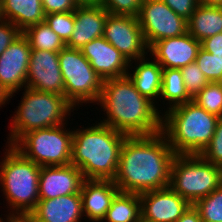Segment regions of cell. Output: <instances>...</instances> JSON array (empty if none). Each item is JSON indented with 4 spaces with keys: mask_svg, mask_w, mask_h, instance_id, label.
Here are the masks:
<instances>
[{
    "mask_svg": "<svg viewBox=\"0 0 222 222\" xmlns=\"http://www.w3.org/2000/svg\"><path fill=\"white\" fill-rule=\"evenodd\" d=\"M175 155L162 131L152 135L127 136L113 181L120 192L126 193L141 194L169 187Z\"/></svg>",
    "mask_w": 222,
    "mask_h": 222,
    "instance_id": "obj_1",
    "label": "cell"
},
{
    "mask_svg": "<svg viewBox=\"0 0 222 222\" xmlns=\"http://www.w3.org/2000/svg\"><path fill=\"white\" fill-rule=\"evenodd\" d=\"M97 105L107 116L100 123L128 136L162 131V112L136 90L128 75L104 80Z\"/></svg>",
    "mask_w": 222,
    "mask_h": 222,
    "instance_id": "obj_2",
    "label": "cell"
},
{
    "mask_svg": "<svg viewBox=\"0 0 222 222\" xmlns=\"http://www.w3.org/2000/svg\"><path fill=\"white\" fill-rule=\"evenodd\" d=\"M127 136L100 122L73 130L71 164L85 179L114 180Z\"/></svg>",
    "mask_w": 222,
    "mask_h": 222,
    "instance_id": "obj_3",
    "label": "cell"
},
{
    "mask_svg": "<svg viewBox=\"0 0 222 222\" xmlns=\"http://www.w3.org/2000/svg\"><path fill=\"white\" fill-rule=\"evenodd\" d=\"M219 119L191 100L162 113V132L176 155L200 154L211 141Z\"/></svg>",
    "mask_w": 222,
    "mask_h": 222,
    "instance_id": "obj_4",
    "label": "cell"
},
{
    "mask_svg": "<svg viewBox=\"0 0 222 222\" xmlns=\"http://www.w3.org/2000/svg\"><path fill=\"white\" fill-rule=\"evenodd\" d=\"M0 162V186L8 206L9 215L28 217L39 201V174L41 166L25 158L13 146L7 145ZM12 212V213H11Z\"/></svg>",
    "mask_w": 222,
    "mask_h": 222,
    "instance_id": "obj_5",
    "label": "cell"
},
{
    "mask_svg": "<svg viewBox=\"0 0 222 222\" xmlns=\"http://www.w3.org/2000/svg\"><path fill=\"white\" fill-rule=\"evenodd\" d=\"M18 109L11 119L7 143L13 146L24 134L67 123L75 107L61 95L24 88ZM72 110V111H71Z\"/></svg>",
    "mask_w": 222,
    "mask_h": 222,
    "instance_id": "obj_6",
    "label": "cell"
},
{
    "mask_svg": "<svg viewBox=\"0 0 222 222\" xmlns=\"http://www.w3.org/2000/svg\"><path fill=\"white\" fill-rule=\"evenodd\" d=\"M222 185V167L204 160L199 154L175 155L169 187L191 205Z\"/></svg>",
    "mask_w": 222,
    "mask_h": 222,
    "instance_id": "obj_7",
    "label": "cell"
},
{
    "mask_svg": "<svg viewBox=\"0 0 222 222\" xmlns=\"http://www.w3.org/2000/svg\"><path fill=\"white\" fill-rule=\"evenodd\" d=\"M65 124L30 131L13 147L39 166H62L71 163L73 130Z\"/></svg>",
    "mask_w": 222,
    "mask_h": 222,
    "instance_id": "obj_8",
    "label": "cell"
},
{
    "mask_svg": "<svg viewBox=\"0 0 222 222\" xmlns=\"http://www.w3.org/2000/svg\"><path fill=\"white\" fill-rule=\"evenodd\" d=\"M59 64L64 82V97L76 108L83 103H97L103 87L80 49L65 47L59 52Z\"/></svg>",
    "mask_w": 222,
    "mask_h": 222,
    "instance_id": "obj_9",
    "label": "cell"
},
{
    "mask_svg": "<svg viewBox=\"0 0 222 222\" xmlns=\"http://www.w3.org/2000/svg\"><path fill=\"white\" fill-rule=\"evenodd\" d=\"M138 20L148 48L159 40L188 32L187 20L176 14L162 0H143Z\"/></svg>",
    "mask_w": 222,
    "mask_h": 222,
    "instance_id": "obj_10",
    "label": "cell"
},
{
    "mask_svg": "<svg viewBox=\"0 0 222 222\" xmlns=\"http://www.w3.org/2000/svg\"><path fill=\"white\" fill-rule=\"evenodd\" d=\"M103 37L129 62L133 63L149 53L138 17L109 14Z\"/></svg>",
    "mask_w": 222,
    "mask_h": 222,
    "instance_id": "obj_11",
    "label": "cell"
},
{
    "mask_svg": "<svg viewBox=\"0 0 222 222\" xmlns=\"http://www.w3.org/2000/svg\"><path fill=\"white\" fill-rule=\"evenodd\" d=\"M31 50L28 39L21 34L0 55V83L10 98L26 87Z\"/></svg>",
    "mask_w": 222,
    "mask_h": 222,
    "instance_id": "obj_12",
    "label": "cell"
},
{
    "mask_svg": "<svg viewBox=\"0 0 222 222\" xmlns=\"http://www.w3.org/2000/svg\"><path fill=\"white\" fill-rule=\"evenodd\" d=\"M26 87L64 96L59 53L47 50H31Z\"/></svg>",
    "mask_w": 222,
    "mask_h": 222,
    "instance_id": "obj_13",
    "label": "cell"
},
{
    "mask_svg": "<svg viewBox=\"0 0 222 222\" xmlns=\"http://www.w3.org/2000/svg\"><path fill=\"white\" fill-rule=\"evenodd\" d=\"M142 222H176L191 205L170 187L140 194Z\"/></svg>",
    "mask_w": 222,
    "mask_h": 222,
    "instance_id": "obj_14",
    "label": "cell"
},
{
    "mask_svg": "<svg viewBox=\"0 0 222 222\" xmlns=\"http://www.w3.org/2000/svg\"><path fill=\"white\" fill-rule=\"evenodd\" d=\"M85 178L80 169L71 163L62 166H41L39 199H51L80 193Z\"/></svg>",
    "mask_w": 222,
    "mask_h": 222,
    "instance_id": "obj_15",
    "label": "cell"
},
{
    "mask_svg": "<svg viewBox=\"0 0 222 222\" xmlns=\"http://www.w3.org/2000/svg\"><path fill=\"white\" fill-rule=\"evenodd\" d=\"M80 50L103 81L126 76L131 68L130 62L103 36L91 40Z\"/></svg>",
    "mask_w": 222,
    "mask_h": 222,
    "instance_id": "obj_16",
    "label": "cell"
},
{
    "mask_svg": "<svg viewBox=\"0 0 222 222\" xmlns=\"http://www.w3.org/2000/svg\"><path fill=\"white\" fill-rule=\"evenodd\" d=\"M200 48V41L186 32L178 37L155 42L149 48V55H152L163 69H180L195 62Z\"/></svg>",
    "mask_w": 222,
    "mask_h": 222,
    "instance_id": "obj_17",
    "label": "cell"
},
{
    "mask_svg": "<svg viewBox=\"0 0 222 222\" xmlns=\"http://www.w3.org/2000/svg\"><path fill=\"white\" fill-rule=\"evenodd\" d=\"M83 216L81 194L74 193L51 199H39L28 218L32 222H81Z\"/></svg>",
    "mask_w": 222,
    "mask_h": 222,
    "instance_id": "obj_18",
    "label": "cell"
},
{
    "mask_svg": "<svg viewBox=\"0 0 222 222\" xmlns=\"http://www.w3.org/2000/svg\"><path fill=\"white\" fill-rule=\"evenodd\" d=\"M74 31L66 43V47L81 49L91 40L102 37L104 25L109 15L101 5H79L74 11Z\"/></svg>",
    "mask_w": 222,
    "mask_h": 222,
    "instance_id": "obj_19",
    "label": "cell"
},
{
    "mask_svg": "<svg viewBox=\"0 0 222 222\" xmlns=\"http://www.w3.org/2000/svg\"><path fill=\"white\" fill-rule=\"evenodd\" d=\"M119 188L113 180L85 179L81 188L83 219L102 222Z\"/></svg>",
    "mask_w": 222,
    "mask_h": 222,
    "instance_id": "obj_20",
    "label": "cell"
},
{
    "mask_svg": "<svg viewBox=\"0 0 222 222\" xmlns=\"http://www.w3.org/2000/svg\"><path fill=\"white\" fill-rule=\"evenodd\" d=\"M134 61L135 68L132 62L129 64L134 69L131 68L133 73L128 72L127 75L134 83L136 90L155 104L161 94L163 68L154 58L150 61L149 58L143 57Z\"/></svg>",
    "mask_w": 222,
    "mask_h": 222,
    "instance_id": "obj_21",
    "label": "cell"
},
{
    "mask_svg": "<svg viewBox=\"0 0 222 222\" xmlns=\"http://www.w3.org/2000/svg\"><path fill=\"white\" fill-rule=\"evenodd\" d=\"M2 16L22 32L45 21L41 0H2Z\"/></svg>",
    "mask_w": 222,
    "mask_h": 222,
    "instance_id": "obj_22",
    "label": "cell"
},
{
    "mask_svg": "<svg viewBox=\"0 0 222 222\" xmlns=\"http://www.w3.org/2000/svg\"><path fill=\"white\" fill-rule=\"evenodd\" d=\"M188 33L202 41L222 32V6L198 5L187 21Z\"/></svg>",
    "mask_w": 222,
    "mask_h": 222,
    "instance_id": "obj_23",
    "label": "cell"
},
{
    "mask_svg": "<svg viewBox=\"0 0 222 222\" xmlns=\"http://www.w3.org/2000/svg\"><path fill=\"white\" fill-rule=\"evenodd\" d=\"M142 222L140 194L119 192L102 222Z\"/></svg>",
    "mask_w": 222,
    "mask_h": 222,
    "instance_id": "obj_24",
    "label": "cell"
},
{
    "mask_svg": "<svg viewBox=\"0 0 222 222\" xmlns=\"http://www.w3.org/2000/svg\"><path fill=\"white\" fill-rule=\"evenodd\" d=\"M168 101L171 109L193 100L187 90L180 69L166 68L162 71V89L160 99Z\"/></svg>",
    "mask_w": 222,
    "mask_h": 222,
    "instance_id": "obj_25",
    "label": "cell"
},
{
    "mask_svg": "<svg viewBox=\"0 0 222 222\" xmlns=\"http://www.w3.org/2000/svg\"><path fill=\"white\" fill-rule=\"evenodd\" d=\"M22 34L28 39L32 50H47L59 53L66 47L63 40L45 21L28 27Z\"/></svg>",
    "mask_w": 222,
    "mask_h": 222,
    "instance_id": "obj_26",
    "label": "cell"
},
{
    "mask_svg": "<svg viewBox=\"0 0 222 222\" xmlns=\"http://www.w3.org/2000/svg\"><path fill=\"white\" fill-rule=\"evenodd\" d=\"M193 206L198 210L202 222H222V185L197 200Z\"/></svg>",
    "mask_w": 222,
    "mask_h": 222,
    "instance_id": "obj_27",
    "label": "cell"
},
{
    "mask_svg": "<svg viewBox=\"0 0 222 222\" xmlns=\"http://www.w3.org/2000/svg\"><path fill=\"white\" fill-rule=\"evenodd\" d=\"M193 101L208 113L222 118V82H209Z\"/></svg>",
    "mask_w": 222,
    "mask_h": 222,
    "instance_id": "obj_28",
    "label": "cell"
},
{
    "mask_svg": "<svg viewBox=\"0 0 222 222\" xmlns=\"http://www.w3.org/2000/svg\"><path fill=\"white\" fill-rule=\"evenodd\" d=\"M45 22L66 44L74 31L75 14L74 11L46 14Z\"/></svg>",
    "mask_w": 222,
    "mask_h": 222,
    "instance_id": "obj_29",
    "label": "cell"
},
{
    "mask_svg": "<svg viewBox=\"0 0 222 222\" xmlns=\"http://www.w3.org/2000/svg\"><path fill=\"white\" fill-rule=\"evenodd\" d=\"M186 90L193 99L209 83L198 65L193 62L180 68Z\"/></svg>",
    "mask_w": 222,
    "mask_h": 222,
    "instance_id": "obj_30",
    "label": "cell"
},
{
    "mask_svg": "<svg viewBox=\"0 0 222 222\" xmlns=\"http://www.w3.org/2000/svg\"><path fill=\"white\" fill-rule=\"evenodd\" d=\"M199 155L204 160L222 167V118L216 124L211 141Z\"/></svg>",
    "mask_w": 222,
    "mask_h": 222,
    "instance_id": "obj_31",
    "label": "cell"
},
{
    "mask_svg": "<svg viewBox=\"0 0 222 222\" xmlns=\"http://www.w3.org/2000/svg\"><path fill=\"white\" fill-rule=\"evenodd\" d=\"M143 0H102L101 6L111 15L138 17Z\"/></svg>",
    "mask_w": 222,
    "mask_h": 222,
    "instance_id": "obj_32",
    "label": "cell"
},
{
    "mask_svg": "<svg viewBox=\"0 0 222 222\" xmlns=\"http://www.w3.org/2000/svg\"><path fill=\"white\" fill-rule=\"evenodd\" d=\"M195 63L209 82H219V63L210 52L200 48Z\"/></svg>",
    "mask_w": 222,
    "mask_h": 222,
    "instance_id": "obj_33",
    "label": "cell"
},
{
    "mask_svg": "<svg viewBox=\"0 0 222 222\" xmlns=\"http://www.w3.org/2000/svg\"><path fill=\"white\" fill-rule=\"evenodd\" d=\"M201 48L210 52L219 63V82H222V32L201 42Z\"/></svg>",
    "mask_w": 222,
    "mask_h": 222,
    "instance_id": "obj_34",
    "label": "cell"
},
{
    "mask_svg": "<svg viewBox=\"0 0 222 222\" xmlns=\"http://www.w3.org/2000/svg\"><path fill=\"white\" fill-rule=\"evenodd\" d=\"M22 31L10 21H0V55L13 43Z\"/></svg>",
    "mask_w": 222,
    "mask_h": 222,
    "instance_id": "obj_35",
    "label": "cell"
},
{
    "mask_svg": "<svg viewBox=\"0 0 222 222\" xmlns=\"http://www.w3.org/2000/svg\"><path fill=\"white\" fill-rule=\"evenodd\" d=\"M80 4L77 0H43L44 14L65 13L75 11Z\"/></svg>",
    "mask_w": 222,
    "mask_h": 222,
    "instance_id": "obj_36",
    "label": "cell"
},
{
    "mask_svg": "<svg viewBox=\"0 0 222 222\" xmlns=\"http://www.w3.org/2000/svg\"><path fill=\"white\" fill-rule=\"evenodd\" d=\"M168 5L176 14L185 20H189L192 13L199 5L198 0H162Z\"/></svg>",
    "mask_w": 222,
    "mask_h": 222,
    "instance_id": "obj_37",
    "label": "cell"
},
{
    "mask_svg": "<svg viewBox=\"0 0 222 222\" xmlns=\"http://www.w3.org/2000/svg\"><path fill=\"white\" fill-rule=\"evenodd\" d=\"M176 222H202L198 210L190 205Z\"/></svg>",
    "mask_w": 222,
    "mask_h": 222,
    "instance_id": "obj_38",
    "label": "cell"
},
{
    "mask_svg": "<svg viewBox=\"0 0 222 222\" xmlns=\"http://www.w3.org/2000/svg\"><path fill=\"white\" fill-rule=\"evenodd\" d=\"M10 94L5 90V88L2 86V84L0 83V107L6 103H8V101L10 100ZM7 101V102H6ZM6 102V103H5Z\"/></svg>",
    "mask_w": 222,
    "mask_h": 222,
    "instance_id": "obj_39",
    "label": "cell"
},
{
    "mask_svg": "<svg viewBox=\"0 0 222 222\" xmlns=\"http://www.w3.org/2000/svg\"><path fill=\"white\" fill-rule=\"evenodd\" d=\"M198 3L204 6H222V0H198Z\"/></svg>",
    "mask_w": 222,
    "mask_h": 222,
    "instance_id": "obj_40",
    "label": "cell"
},
{
    "mask_svg": "<svg viewBox=\"0 0 222 222\" xmlns=\"http://www.w3.org/2000/svg\"><path fill=\"white\" fill-rule=\"evenodd\" d=\"M80 5H100L102 0H77Z\"/></svg>",
    "mask_w": 222,
    "mask_h": 222,
    "instance_id": "obj_41",
    "label": "cell"
},
{
    "mask_svg": "<svg viewBox=\"0 0 222 222\" xmlns=\"http://www.w3.org/2000/svg\"><path fill=\"white\" fill-rule=\"evenodd\" d=\"M12 222H32L28 217H13Z\"/></svg>",
    "mask_w": 222,
    "mask_h": 222,
    "instance_id": "obj_42",
    "label": "cell"
},
{
    "mask_svg": "<svg viewBox=\"0 0 222 222\" xmlns=\"http://www.w3.org/2000/svg\"><path fill=\"white\" fill-rule=\"evenodd\" d=\"M4 20L2 16V0H0V21Z\"/></svg>",
    "mask_w": 222,
    "mask_h": 222,
    "instance_id": "obj_43",
    "label": "cell"
}]
</instances>
